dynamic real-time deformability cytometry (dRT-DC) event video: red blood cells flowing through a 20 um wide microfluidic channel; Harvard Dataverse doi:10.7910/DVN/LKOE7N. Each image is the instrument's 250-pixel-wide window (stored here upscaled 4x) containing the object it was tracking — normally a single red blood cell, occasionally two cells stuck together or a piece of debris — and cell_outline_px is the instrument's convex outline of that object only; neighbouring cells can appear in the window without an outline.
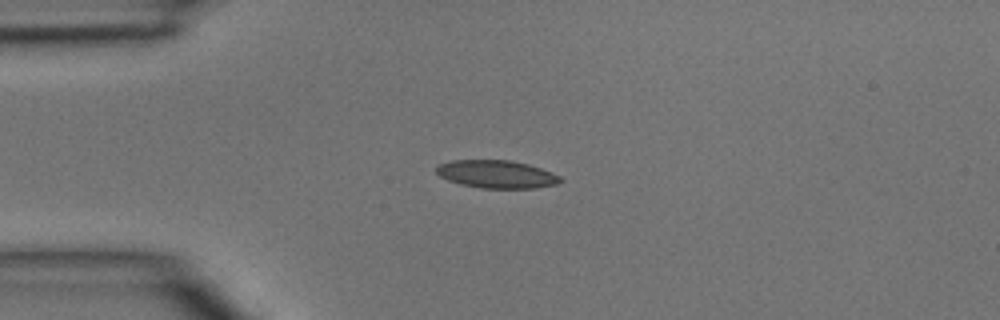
{"species": "common noctule bat (a hibernating species)", "species_latin": "Nyctalus noctula", "temperature_condition": "room temperature", "stored_images_in_passage": 36, "camera_frame_rate_fps": 3000, "um_per_image_px": 0.085, "animal": {"sex": "male", "body_mass_g": 15.6}, "frame": {"image": 1, "passage_image": 1, "time_ms": 0.0, "image_size_px": [1000, 320], "cell_outline_px": [[564, 180], [556, 184], [532, 188], [480, 188], [460, 184], [448, 180], [440, 176], [436, 172], [436, 168], [440, 164], [452, 160], [508, 160], [528, 164], [552, 172], [560, 176]], "centroid_in_image_um": [42.21, 14.81], "position_along_channel_um": 42.8, "area_um2": 20.06}}
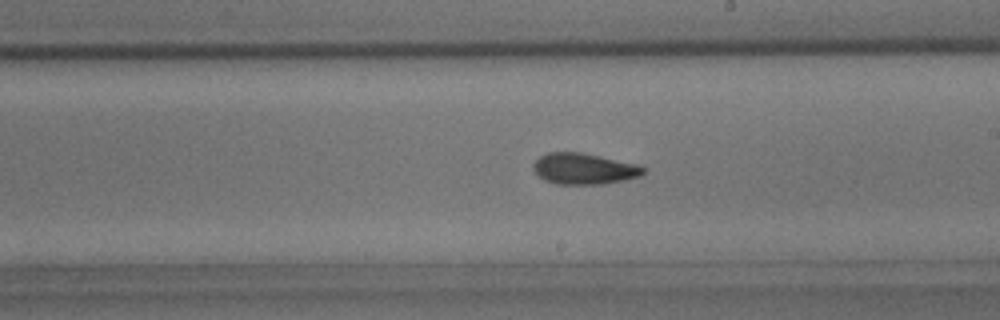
{"frame": {"image": 2, "passage_image": 16, "time_ms": 5.0, "image_size_px": [1000, 320], "cell_outline_px": [[644, 172], [640, 176], [624, 180], [604, 184], [556, 184], [544, 180], [532, 168], [532, 164], [540, 156], [548, 152], [580, 152], [600, 156], [636, 164], [644, 168]], "centroid_in_image_um": [49.61, 14.34], "position_along_channel_um": 239.4, "area_um2": 19.83}}
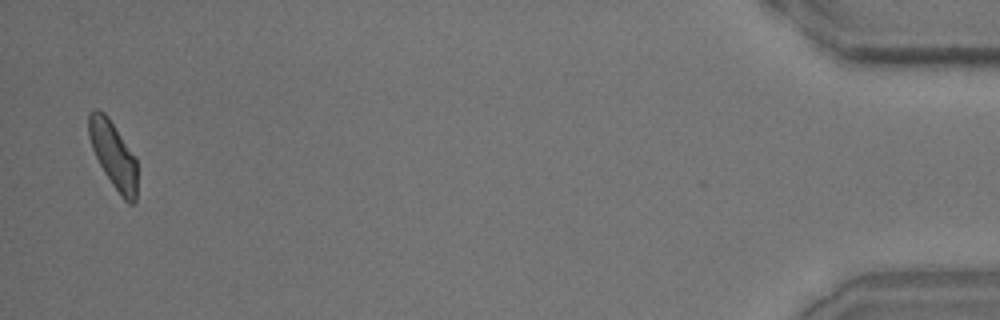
{"frame": {"image": 3, "passage_image": 35, "time_ms": 11.333, "image_size_px": [1000, 320], "cell_outline_px": [[136, 204], [128, 204], [120, 196], [104, 172], [92, 148], [88, 136], [88, 116], [96, 108], [104, 112], [108, 116], [136, 156]], "centroid_in_image_um": [9.65, 13.17], "position_along_channel_um": 425.6, "area_um2": 18.96}}